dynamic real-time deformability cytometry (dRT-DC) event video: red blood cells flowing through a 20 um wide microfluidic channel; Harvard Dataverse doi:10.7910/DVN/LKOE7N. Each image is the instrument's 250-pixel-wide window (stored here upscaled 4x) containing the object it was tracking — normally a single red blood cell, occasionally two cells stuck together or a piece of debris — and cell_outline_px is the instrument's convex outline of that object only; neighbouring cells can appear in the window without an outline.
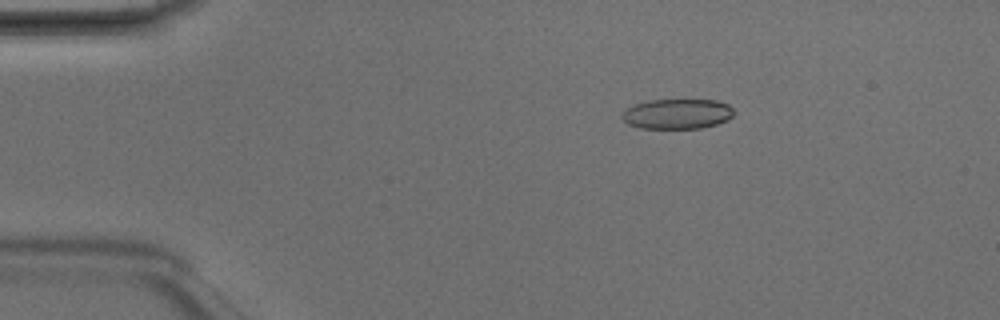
{"species": "Egyptian fruit bat (a non-hibernating species)", "species_latin": "Rousettus aegyptiacus", "temperature_condition": "room temperature", "stored_images_in_passage": 4, "camera_frame_rate_fps": 3000, "um_per_image_px": 0.085, "animal": {"sex": "male"}, "frame": {"image": 1, "passage_image": 1, "time_ms": 0.0, "image_size_px": [1000, 320], "cell_outline_px": [[736, 112], [728, 120], [716, 124], [700, 128], [640, 128], [628, 124], [620, 116], [632, 104], [648, 100], [716, 100], [728, 104]], "centroid_in_image_um": [57.57, 9.67], "position_along_channel_um": 27.4, "area_um2": 19.65}}
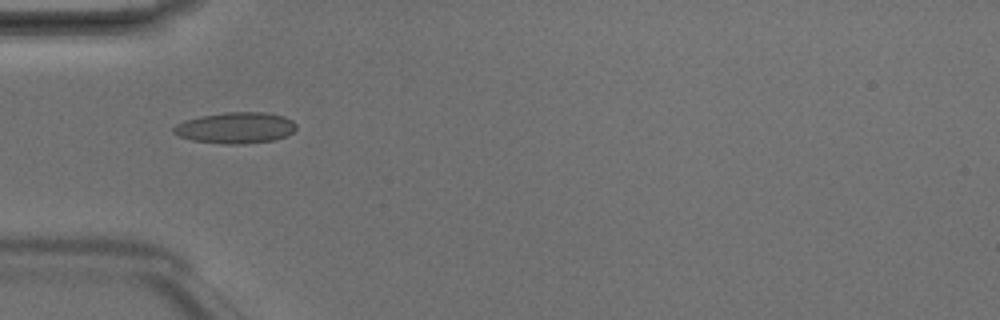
{"frame": {"image": 2, "passage_image": 3, "time_ms": 0.667, "image_size_px": [1000, 320], "cell_outline_px": [[296, 128], [288, 136], [276, 140], [244, 144], [224, 144], [192, 140], [180, 136], [172, 132], [172, 128], [176, 124], [184, 120], [200, 116], [224, 112], [268, 112], [284, 116], [292, 120], [296, 124]], "centroid_in_image_um": [20.04, 10.86], "position_along_channel_um": 65.0, "area_um2": 22.54}}